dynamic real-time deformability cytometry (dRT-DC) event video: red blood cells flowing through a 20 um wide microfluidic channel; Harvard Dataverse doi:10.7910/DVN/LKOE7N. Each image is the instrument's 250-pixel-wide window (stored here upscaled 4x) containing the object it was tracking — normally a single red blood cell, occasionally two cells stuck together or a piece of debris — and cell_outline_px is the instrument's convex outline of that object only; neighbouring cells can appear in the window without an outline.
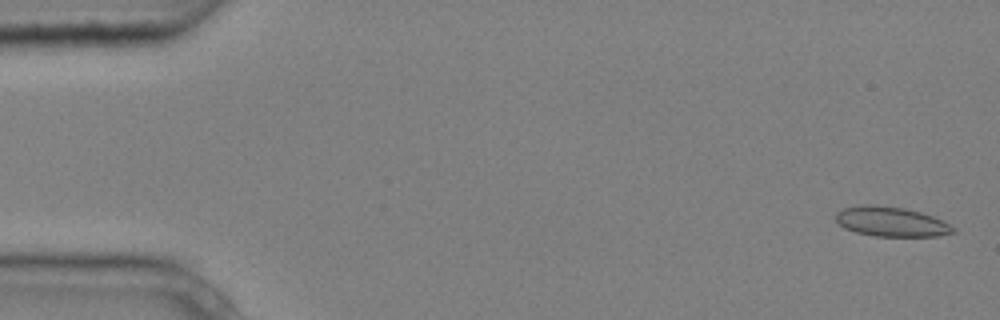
{"species": "common noctule bat (a hibernating species)", "species_latin": "Nyctalus noctula", "temperature_condition": "cold", "stored_images_in_passage": 5, "segment_of_instrument_passage": [1, 2], "camera_frame_rate_fps": 3000, "um_per_image_px": 0.085, "animal": {"sex": "male", "body_mass_g": 20.4}, "frame": {"image": 1, "passage_image": 1, "time_ms": 0.0, "image_size_px": [1000, 320], "cell_outline_px": [[956, 232], [936, 236], [876, 236], [856, 232], [844, 228], [836, 220], [836, 212], [844, 208], [864, 204], [872, 204], [904, 208], [920, 212], [932, 216], [956, 228]], "centroid_in_image_um": [75.74, 18.84], "position_along_channel_um": 9.3, "area_um2": 20.17}}
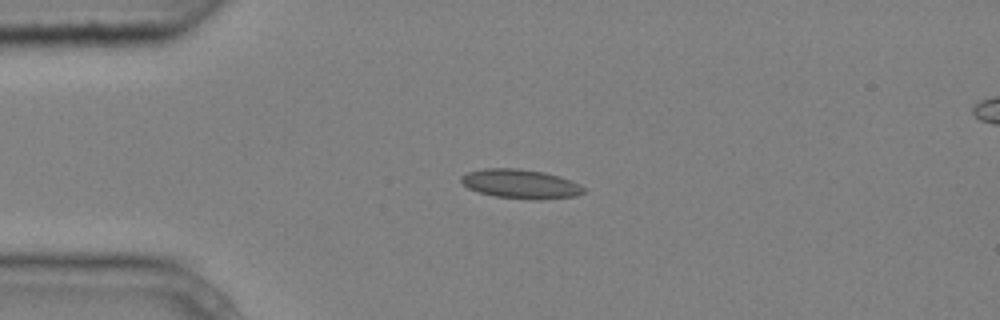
{"frame": {"image": 2, "passage_image": 4, "time_ms": 1.0, "image_size_px": [1000, 320], "cell_outline_px": [[584, 192], [576, 196], [496, 196], [480, 192], [468, 188], [460, 180], [460, 176], [468, 172], [484, 168], [520, 168], [544, 172], [560, 176], [580, 184], [584, 188]], "centroid_in_image_um": [44.18, 15.55], "position_along_channel_um": 40.8, "area_um2": 19.65}}